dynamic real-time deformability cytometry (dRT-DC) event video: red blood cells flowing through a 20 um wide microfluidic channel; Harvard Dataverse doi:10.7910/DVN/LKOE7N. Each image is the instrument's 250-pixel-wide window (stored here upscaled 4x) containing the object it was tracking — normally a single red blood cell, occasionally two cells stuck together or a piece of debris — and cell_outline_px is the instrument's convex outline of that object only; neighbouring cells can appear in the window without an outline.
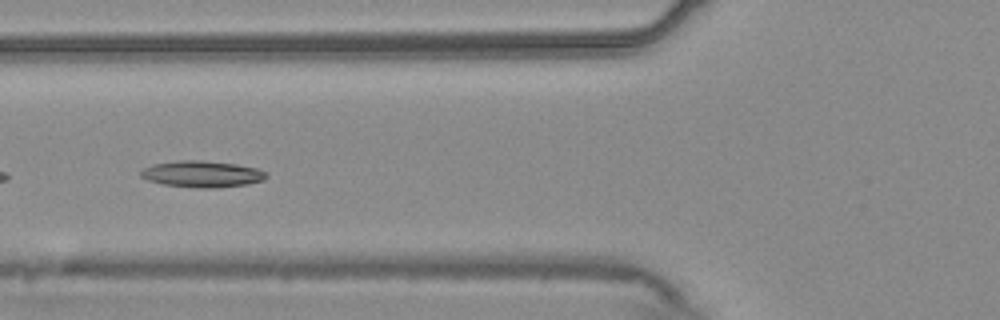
{"species": "common noctule bat (a hibernating species)", "species_latin": "Nyctalus noctula", "temperature_condition": "warm", "stored_images_in_passage": 14, "camera_frame_rate_fps": 3000, "um_per_image_px": 0.085, "animal": {"sex": "male", "body_mass_g": 20.4}, "frame": {"image": 1, "passage_image": 5, "time_ms": 1.333, "image_size_px": [1000, 320], "cell_outline_px": [[268, 176], [264, 180], [248, 184], [216, 188], [200, 188], [164, 184], [148, 180], [140, 176], [140, 172], [144, 168], [152, 164], [176, 160], [200, 160], [236, 164], [256, 168], [264, 172]], "centroid_in_image_um": [17.17, 14.79], "position_along_channel_um": 108.6, "area_um2": 19.31}}
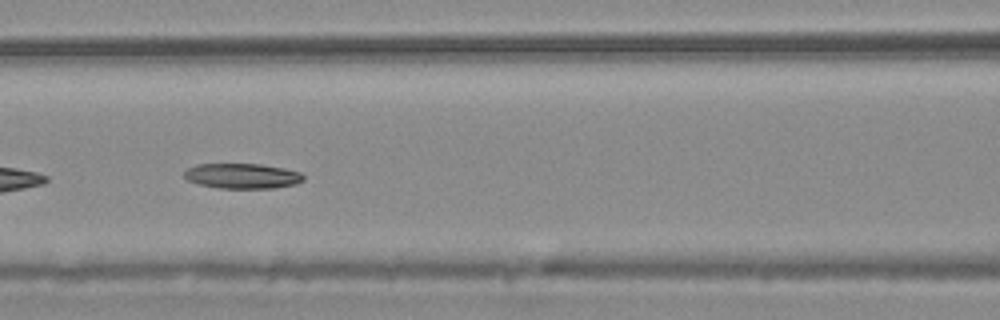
{"frame": {"image": 2, "passage_image": 8, "time_ms": 2.333, "image_size_px": [1000, 320], "cell_outline_px": [[304, 180], [296, 184], [276, 188], [220, 188], [200, 184], [188, 180], [184, 176], [184, 172], [188, 168], [196, 164], [260, 164], [284, 168], [300, 172], [304, 176]], "centroid_in_image_um": [20.62, 14.95], "position_along_channel_um": 146.0, "area_um2": 17.46}}